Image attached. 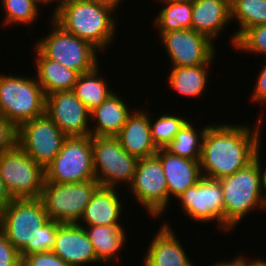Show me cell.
Here are the masks:
<instances>
[{
	"label": "cell",
	"instance_id": "11",
	"mask_svg": "<svg viewBox=\"0 0 266 266\" xmlns=\"http://www.w3.org/2000/svg\"><path fill=\"white\" fill-rule=\"evenodd\" d=\"M129 190L149 216L158 218L164 214L168 207V187L162 163L156 155L138 159Z\"/></svg>",
	"mask_w": 266,
	"mask_h": 266
},
{
	"label": "cell",
	"instance_id": "9",
	"mask_svg": "<svg viewBox=\"0 0 266 266\" xmlns=\"http://www.w3.org/2000/svg\"><path fill=\"white\" fill-rule=\"evenodd\" d=\"M0 175L12 199H38L45 171L18 145L0 154Z\"/></svg>",
	"mask_w": 266,
	"mask_h": 266
},
{
	"label": "cell",
	"instance_id": "21",
	"mask_svg": "<svg viewBox=\"0 0 266 266\" xmlns=\"http://www.w3.org/2000/svg\"><path fill=\"white\" fill-rule=\"evenodd\" d=\"M117 190L118 188L99 186L92 194L78 225L106 226L119 223L123 203L121 204Z\"/></svg>",
	"mask_w": 266,
	"mask_h": 266
},
{
	"label": "cell",
	"instance_id": "20",
	"mask_svg": "<svg viewBox=\"0 0 266 266\" xmlns=\"http://www.w3.org/2000/svg\"><path fill=\"white\" fill-rule=\"evenodd\" d=\"M231 22L229 0H192L191 29L206 36L212 42L221 30Z\"/></svg>",
	"mask_w": 266,
	"mask_h": 266
},
{
	"label": "cell",
	"instance_id": "8",
	"mask_svg": "<svg viewBox=\"0 0 266 266\" xmlns=\"http://www.w3.org/2000/svg\"><path fill=\"white\" fill-rule=\"evenodd\" d=\"M44 171L48 183H81L95 179L92 136L67 137Z\"/></svg>",
	"mask_w": 266,
	"mask_h": 266
},
{
	"label": "cell",
	"instance_id": "4",
	"mask_svg": "<svg viewBox=\"0 0 266 266\" xmlns=\"http://www.w3.org/2000/svg\"><path fill=\"white\" fill-rule=\"evenodd\" d=\"M260 151L262 150L257 152L256 158L246 167L219 179L223 191L224 231L231 232L248 212L255 209L266 210Z\"/></svg>",
	"mask_w": 266,
	"mask_h": 266
},
{
	"label": "cell",
	"instance_id": "6",
	"mask_svg": "<svg viewBox=\"0 0 266 266\" xmlns=\"http://www.w3.org/2000/svg\"><path fill=\"white\" fill-rule=\"evenodd\" d=\"M52 32L35 43V47L48 59L59 62L79 74L95 69L98 49L87 41L64 30L51 17Z\"/></svg>",
	"mask_w": 266,
	"mask_h": 266
},
{
	"label": "cell",
	"instance_id": "24",
	"mask_svg": "<svg viewBox=\"0 0 266 266\" xmlns=\"http://www.w3.org/2000/svg\"><path fill=\"white\" fill-rule=\"evenodd\" d=\"M82 227L93 245L99 263L113 261L127 241L126 232L120 223Z\"/></svg>",
	"mask_w": 266,
	"mask_h": 266
},
{
	"label": "cell",
	"instance_id": "3",
	"mask_svg": "<svg viewBox=\"0 0 266 266\" xmlns=\"http://www.w3.org/2000/svg\"><path fill=\"white\" fill-rule=\"evenodd\" d=\"M114 12L117 10L94 1L60 0L51 18L67 32L103 52L115 39Z\"/></svg>",
	"mask_w": 266,
	"mask_h": 266
},
{
	"label": "cell",
	"instance_id": "12",
	"mask_svg": "<svg viewBox=\"0 0 266 266\" xmlns=\"http://www.w3.org/2000/svg\"><path fill=\"white\" fill-rule=\"evenodd\" d=\"M66 138L45 113L18 127L17 145L45 169L60 152Z\"/></svg>",
	"mask_w": 266,
	"mask_h": 266
},
{
	"label": "cell",
	"instance_id": "34",
	"mask_svg": "<svg viewBox=\"0 0 266 266\" xmlns=\"http://www.w3.org/2000/svg\"><path fill=\"white\" fill-rule=\"evenodd\" d=\"M21 266H71L51 252H40L26 255Z\"/></svg>",
	"mask_w": 266,
	"mask_h": 266
},
{
	"label": "cell",
	"instance_id": "22",
	"mask_svg": "<svg viewBox=\"0 0 266 266\" xmlns=\"http://www.w3.org/2000/svg\"><path fill=\"white\" fill-rule=\"evenodd\" d=\"M114 92L98 107L90 111L92 122L90 136L93 137H115L126 124L129 115L132 113L128 109L119 95ZM93 126V128H92Z\"/></svg>",
	"mask_w": 266,
	"mask_h": 266
},
{
	"label": "cell",
	"instance_id": "14",
	"mask_svg": "<svg viewBox=\"0 0 266 266\" xmlns=\"http://www.w3.org/2000/svg\"><path fill=\"white\" fill-rule=\"evenodd\" d=\"M177 199L181 210L192 220L204 223L216 220L219 230H224L223 191L218 179L202 176Z\"/></svg>",
	"mask_w": 266,
	"mask_h": 266
},
{
	"label": "cell",
	"instance_id": "33",
	"mask_svg": "<svg viewBox=\"0 0 266 266\" xmlns=\"http://www.w3.org/2000/svg\"><path fill=\"white\" fill-rule=\"evenodd\" d=\"M18 128L0 115V154L17 146Z\"/></svg>",
	"mask_w": 266,
	"mask_h": 266
},
{
	"label": "cell",
	"instance_id": "37",
	"mask_svg": "<svg viewBox=\"0 0 266 266\" xmlns=\"http://www.w3.org/2000/svg\"><path fill=\"white\" fill-rule=\"evenodd\" d=\"M12 197L7 191L3 179L0 175V213L10 204Z\"/></svg>",
	"mask_w": 266,
	"mask_h": 266
},
{
	"label": "cell",
	"instance_id": "35",
	"mask_svg": "<svg viewBox=\"0 0 266 266\" xmlns=\"http://www.w3.org/2000/svg\"><path fill=\"white\" fill-rule=\"evenodd\" d=\"M20 253L0 231V266H21Z\"/></svg>",
	"mask_w": 266,
	"mask_h": 266
},
{
	"label": "cell",
	"instance_id": "7",
	"mask_svg": "<svg viewBox=\"0 0 266 266\" xmlns=\"http://www.w3.org/2000/svg\"><path fill=\"white\" fill-rule=\"evenodd\" d=\"M99 186L96 179L81 183L44 181L40 199L50 220L61 224H78L92 194Z\"/></svg>",
	"mask_w": 266,
	"mask_h": 266
},
{
	"label": "cell",
	"instance_id": "40",
	"mask_svg": "<svg viewBox=\"0 0 266 266\" xmlns=\"http://www.w3.org/2000/svg\"><path fill=\"white\" fill-rule=\"evenodd\" d=\"M39 8H40V6H46L47 4H53V2H55L56 4V6H55V8H54V11L52 12V17L55 15V13H56V11H57V9H58V4H59V2H60V0H32ZM42 4V5H41ZM40 5V6H39Z\"/></svg>",
	"mask_w": 266,
	"mask_h": 266
},
{
	"label": "cell",
	"instance_id": "41",
	"mask_svg": "<svg viewBox=\"0 0 266 266\" xmlns=\"http://www.w3.org/2000/svg\"><path fill=\"white\" fill-rule=\"evenodd\" d=\"M251 266H266V261H264V259H255V260H251Z\"/></svg>",
	"mask_w": 266,
	"mask_h": 266
},
{
	"label": "cell",
	"instance_id": "38",
	"mask_svg": "<svg viewBox=\"0 0 266 266\" xmlns=\"http://www.w3.org/2000/svg\"><path fill=\"white\" fill-rule=\"evenodd\" d=\"M214 266H251V260L239 254V256L232 259V261H220L214 264Z\"/></svg>",
	"mask_w": 266,
	"mask_h": 266
},
{
	"label": "cell",
	"instance_id": "28",
	"mask_svg": "<svg viewBox=\"0 0 266 266\" xmlns=\"http://www.w3.org/2000/svg\"><path fill=\"white\" fill-rule=\"evenodd\" d=\"M237 20L238 29L232 36V46L237 39L249 28L266 24V0H232L231 21Z\"/></svg>",
	"mask_w": 266,
	"mask_h": 266
},
{
	"label": "cell",
	"instance_id": "19",
	"mask_svg": "<svg viewBox=\"0 0 266 266\" xmlns=\"http://www.w3.org/2000/svg\"><path fill=\"white\" fill-rule=\"evenodd\" d=\"M170 223H163L147 247L144 266H194L174 234Z\"/></svg>",
	"mask_w": 266,
	"mask_h": 266
},
{
	"label": "cell",
	"instance_id": "23",
	"mask_svg": "<svg viewBox=\"0 0 266 266\" xmlns=\"http://www.w3.org/2000/svg\"><path fill=\"white\" fill-rule=\"evenodd\" d=\"M34 49H36L35 72H37L35 76L45 96L58 91H71L80 74L46 58L35 46Z\"/></svg>",
	"mask_w": 266,
	"mask_h": 266
},
{
	"label": "cell",
	"instance_id": "16",
	"mask_svg": "<svg viewBox=\"0 0 266 266\" xmlns=\"http://www.w3.org/2000/svg\"><path fill=\"white\" fill-rule=\"evenodd\" d=\"M52 252L71 266L98 263L84 227L78 224H61L58 227Z\"/></svg>",
	"mask_w": 266,
	"mask_h": 266
},
{
	"label": "cell",
	"instance_id": "5",
	"mask_svg": "<svg viewBox=\"0 0 266 266\" xmlns=\"http://www.w3.org/2000/svg\"><path fill=\"white\" fill-rule=\"evenodd\" d=\"M46 96L36 76L0 74V115L17 128L45 114Z\"/></svg>",
	"mask_w": 266,
	"mask_h": 266
},
{
	"label": "cell",
	"instance_id": "32",
	"mask_svg": "<svg viewBox=\"0 0 266 266\" xmlns=\"http://www.w3.org/2000/svg\"><path fill=\"white\" fill-rule=\"evenodd\" d=\"M235 49L239 52L262 54L266 56V24L247 29L236 41ZM243 50V51H242Z\"/></svg>",
	"mask_w": 266,
	"mask_h": 266
},
{
	"label": "cell",
	"instance_id": "15",
	"mask_svg": "<svg viewBox=\"0 0 266 266\" xmlns=\"http://www.w3.org/2000/svg\"><path fill=\"white\" fill-rule=\"evenodd\" d=\"M45 113L67 137L90 136V111L72 91L47 95Z\"/></svg>",
	"mask_w": 266,
	"mask_h": 266
},
{
	"label": "cell",
	"instance_id": "2",
	"mask_svg": "<svg viewBox=\"0 0 266 266\" xmlns=\"http://www.w3.org/2000/svg\"><path fill=\"white\" fill-rule=\"evenodd\" d=\"M60 225L48 218L40 198L13 199L0 213V231L20 253L21 260L29 254L51 252Z\"/></svg>",
	"mask_w": 266,
	"mask_h": 266
},
{
	"label": "cell",
	"instance_id": "13",
	"mask_svg": "<svg viewBox=\"0 0 266 266\" xmlns=\"http://www.w3.org/2000/svg\"><path fill=\"white\" fill-rule=\"evenodd\" d=\"M159 34L173 67L211 65L216 56L214 42L193 29Z\"/></svg>",
	"mask_w": 266,
	"mask_h": 266
},
{
	"label": "cell",
	"instance_id": "42",
	"mask_svg": "<svg viewBox=\"0 0 266 266\" xmlns=\"http://www.w3.org/2000/svg\"><path fill=\"white\" fill-rule=\"evenodd\" d=\"M265 170L263 171V188L265 190L264 193H266V167H264ZM265 197H266V194H265Z\"/></svg>",
	"mask_w": 266,
	"mask_h": 266
},
{
	"label": "cell",
	"instance_id": "29",
	"mask_svg": "<svg viewBox=\"0 0 266 266\" xmlns=\"http://www.w3.org/2000/svg\"><path fill=\"white\" fill-rule=\"evenodd\" d=\"M208 125L196 131L191 122H187L175 135L165 150L172 155L192 160H200L202 142Z\"/></svg>",
	"mask_w": 266,
	"mask_h": 266
},
{
	"label": "cell",
	"instance_id": "10",
	"mask_svg": "<svg viewBox=\"0 0 266 266\" xmlns=\"http://www.w3.org/2000/svg\"><path fill=\"white\" fill-rule=\"evenodd\" d=\"M92 151L95 179L101 187L130 186L138 159L126 152L116 137L92 136Z\"/></svg>",
	"mask_w": 266,
	"mask_h": 266
},
{
	"label": "cell",
	"instance_id": "26",
	"mask_svg": "<svg viewBox=\"0 0 266 266\" xmlns=\"http://www.w3.org/2000/svg\"><path fill=\"white\" fill-rule=\"evenodd\" d=\"M99 65L92 71L79 75L71 90L89 111L98 107L114 92L109 83L100 76Z\"/></svg>",
	"mask_w": 266,
	"mask_h": 266
},
{
	"label": "cell",
	"instance_id": "17",
	"mask_svg": "<svg viewBox=\"0 0 266 266\" xmlns=\"http://www.w3.org/2000/svg\"><path fill=\"white\" fill-rule=\"evenodd\" d=\"M144 111L133 110L126 124L115 136L122 148L137 159L154 156L159 150L152 139L150 115Z\"/></svg>",
	"mask_w": 266,
	"mask_h": 266
},
{
	"label": "cell",
	"instance_id": "31",
	"mask_svg": "<svg viewBox=\"0 0 266 266\" xmlns=\"http://www.w3.org/2000/svg\"><path fill=\"white\" fill-rule=\"evenodd\" d=\"M5 17V25H30L37 21L39 7L32 0H0Z\"/></svg>",
	"mask_w": 266,
	"mask_h": 266
},
{
	"label": "cell",
	"instance_id": "25",
	"mask_svg": "<svg viewBox=\"0 0 266 266\" xmlns=\"http://www.w3.org/2000/svg\"><path fill=\"white\" fill-rule=\"evenodd\" d=\"M210 65L190 67H172L168 75V83L172 90L182 96L200 98L209 83L208 68Z\"/></svg>",
	"mask_w": 266,
	"mask_h": 266
},
{
	"label": "cell",
	"instance_id": "36",
	"mask_svg": "<svg viewBox=\"0 0 266 266\" xmlns=\"http://www.w3.org/2000/svg\"><path fill=\"white\" fill-rule=\"evenodd\" d=\"M256 84L251 95L252 102H257L266 105V64L263 65L262 70L258 74Z\"/></svg>",
	"mask_w": 266,
	"mask_h": 266
},
{
	"label": "cell",
	"instance_id": "1",
	"mask_svg": "<svg viewBox=\"0 0 266 266\" xmlns=\"http://www.w3.org/2000/svg\"><path fill=\"white\" fill-rule=\"evenodd\" d=\"M262 120L259 116L255 128L249 125L208 124L200 156L202 176L219 180L250 164L261 149Z\"/></svg>",
	"mask_w": 266,
	"mask_h": 266
},
{
	"label": "cell",
	"instance_id": "18",
	"mask_svg": "<svg viewBox=\"0 0 266 266\" xmlns=\"http://www.w3.org/2000/svg\"><path fill=\"white\" fill-rule=\"evenodd\" d=\"M155 155L160 159L166 177L169 205L171 196L177 199L201 179L200 160L175 156L165 149H159Z\"/></svg>",
	"mask_w": 266,
	"mask_h": 266
},
{
	"label": "cell",
	"instance_id": "27",
	"mask_svg": "<svg viewBox=\"0 0 266 266\" xmlns=\"http://www.w3.org/2000/svg\"><path fill=\"white\" fill-rule=\"evenodd\" d=\"M160 2L164 4V7L160 9L154 20V26L158 32L191 29L192 0H163Z\"/></svg>",
	"mask_w": 266,
	"mask_h": 266
},
{
	"label": "cell",
	"instance_id": "30",
	"mask_svg": "<svg viewBox=\"0 0 266 266\" xmlns=\"http://www.w3.org/2000/svg\"><path fill=\"white\" fill-rule=\"evenodd\" d=\"M151 114L150 127L152 139L158 149H165L166 146L173 140L175 135L182 129V127L189 121L182 116L175 114H162L156 120ZM152 120L155 122H152Z\"/></svg>",
	"mask_w": 266,
	"mask_h": 266
},
{
	"label": "cell",
	"instance_id": "39",
	"mask_svg": "<svg viewBox=\"0 0 266 266\" xmlns=\"http://www.w3.org/2000/svg\"><path fill=\"white\" fill-rule=\"evenodd\" d=\"M89 1H94L99 4L109 6L115 10L119 7V4L121 5L122 3V0H89Z\"/></svg>",
	"mask_w": 266,
	"mask_h": 266
}]
</instances>
